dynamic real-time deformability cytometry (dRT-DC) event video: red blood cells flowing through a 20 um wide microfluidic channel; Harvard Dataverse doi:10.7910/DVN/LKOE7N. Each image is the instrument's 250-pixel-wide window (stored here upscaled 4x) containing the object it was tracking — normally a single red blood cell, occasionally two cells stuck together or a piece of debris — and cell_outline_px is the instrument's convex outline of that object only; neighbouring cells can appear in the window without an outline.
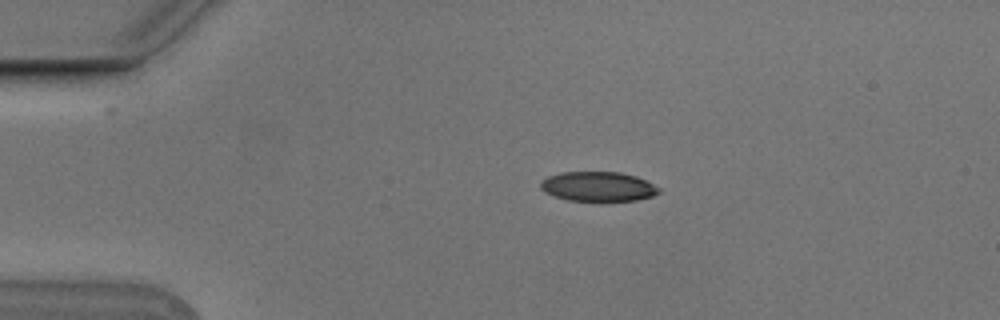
{"species": "Egyptian fruit bat (a non-hibernating species)", "species_latin": "Rousettus aegyptiacus", "temperature_condition": "cold", "stored_images_in_passage": 7, "camera_frame_rate_fps": 3000, "um_per_image_px": 0.085, "animal": {"sex": "male"}, "frame": {"image": 1, "passage_image": 4, "time_ms": 1.0, "image_size_px": [1000, 320], "cell_outline_px": [[660, 192], [652, 196], [636, 200], [568, 200], [544, 192], [540, 188], [540, 180], [548, 176], [560, 172], [620, 172], [636, 176], [660, 188]], "centroid_in_image_um": [50.8, 15.84], "position_along_channel_um": 34.2, "area_um2": 20.23}}
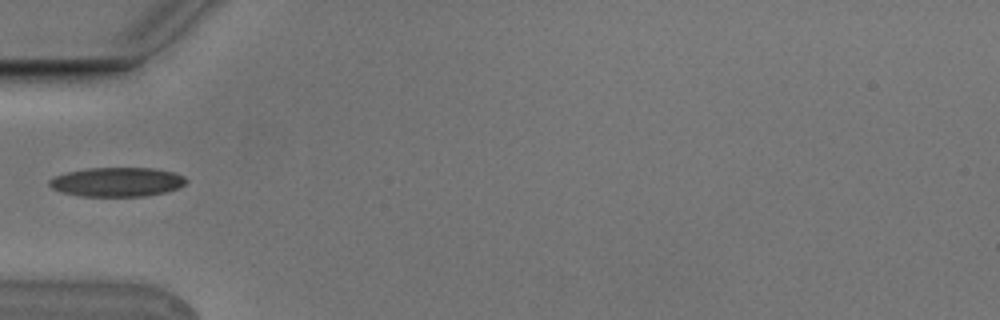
{"frame": {"image": 2, "passage_image": 6, "time_ms": 1.667, "image_size_px": [1000, 320], "cell_outline_px": [[188, 180], [184, 184], [176, 188], [164, 192], [144, 196], [80, 196], [60, 192], [52, 188], [48, 184], [48, 180], [56, 176], [68, 172], [88, 168], [152, 168], [172, 172], [184, 176]], "centroid_in_image_um": [9.92, 15.47], "position_along_channel_um": 75.1, "area_um2": 23.12}}